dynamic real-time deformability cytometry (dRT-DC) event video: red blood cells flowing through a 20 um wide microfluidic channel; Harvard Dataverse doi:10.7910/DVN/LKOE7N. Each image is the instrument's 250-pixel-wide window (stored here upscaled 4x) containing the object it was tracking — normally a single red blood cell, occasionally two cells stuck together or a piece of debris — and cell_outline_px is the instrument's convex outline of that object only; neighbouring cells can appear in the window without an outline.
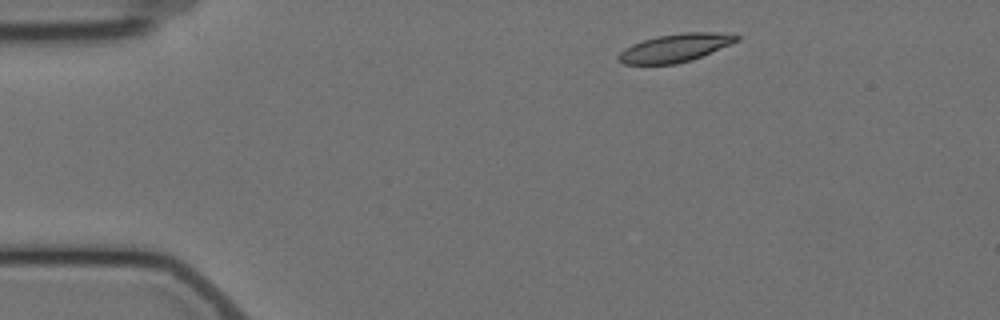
{"species": "Egyptian fruit bat (a non-hibernating species)", "species_latin": "Rousettus aegyptiacus", "temperature_condition": "cold", "stored_images_in_passage": 3, "camera_frame_rate_fps": 3000, "um_per_image_px": 0.085, "animal": {"sex": "female"}, "frame": {"image": 1, "passage_image": 1, "time_ms": 0.0, "image_size_px": [1000, 320], "cell_outline_px": [[740, 40], [732, 44], [692, 60], [676, 64], [624, 64], [616, 60], [616, 56], [624, 48], [632, 44], [656, 36], [684, 32], [716, 32], [740, 36]], "centroid_in_image_um": [57.38, 4.07], "position_along_channel_um": 27.6, "area_um2": 19.48}}